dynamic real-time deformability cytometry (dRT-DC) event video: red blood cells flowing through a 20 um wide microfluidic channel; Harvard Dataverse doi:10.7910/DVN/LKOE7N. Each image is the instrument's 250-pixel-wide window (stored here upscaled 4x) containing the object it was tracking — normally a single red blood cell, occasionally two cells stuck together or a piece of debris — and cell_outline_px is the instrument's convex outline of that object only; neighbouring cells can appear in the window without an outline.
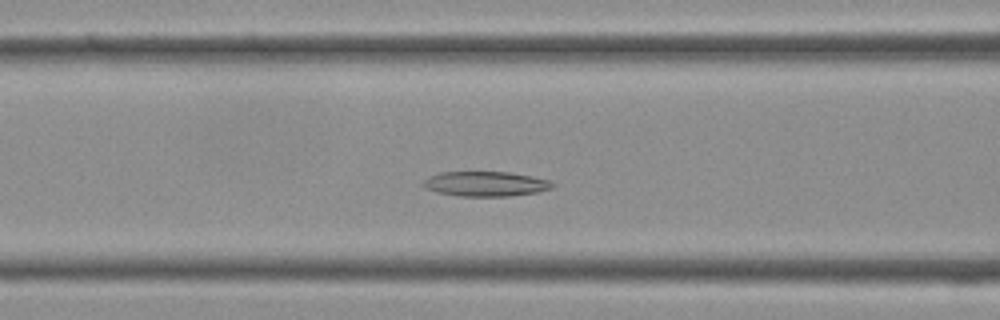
{"species": "Egyptian fruit bat (a non-hibernating species)", "species_latin": "Rousettus aegyptiacus", "temperature_condition": "cold", "stored_images_in_passage": 38, "segment_of_instrument_passage": [1, 2], "camera_frame_rate_fps": 3000, "um_per_image_px": 0.085, "frame": {"image": 1, "passage_image": 13, "time_ms": 4.0, "image_size_px": [1000, 320], "cell_outline_px": [[556, 184], [552, 188], [536, 192], [508, 196], [460, 196], [436, 192], [424, 188], [420, 184], [428, 176], [440, 172], [508, 172], [532, 176], [548, 180]], "centroid_in_image_um": [41.23, 15.62], "position_along_channel_um": 125.4, "area_um2": 18.79}}
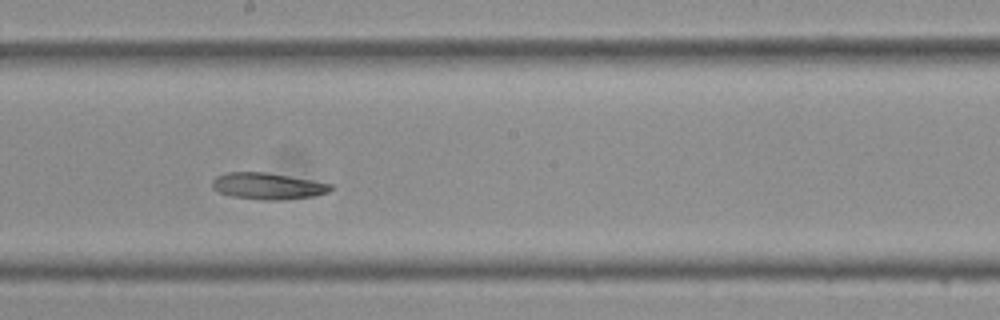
{"frame": {"image": 2, "passage_image": 19, "time_ms": 6.0, "image_size_px": [1000, 320], "cell_outline_px": [[336, 188], [328, 192], [316, 196], [280, 200], [260, 200], [232, 196], [220, 192], [212, 188], [212, 180], [216, 176], [228, 172], [264, 172], [312, 180], [332, 184]], "centroid_in_image_um": [22.79, 15.82], "position_along_channel_um": 225.4, "area_um2": 18.38}}
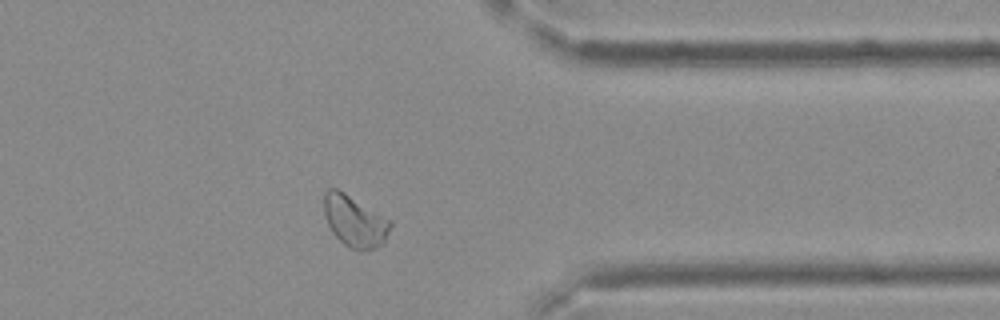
{"frame": {"image": 3, "passage_image": 29, "time_ms": 9.333, "image_size_px": [1000, 320], "cell_outline_px": [[392, 224], [384, 240], [376, 248], [360, 252], [344, 244], [332, 232], [328, 224], [324, 212], [324, 192], [328, 188], [336, 188], [344, 192], [392, 220]], "centroid_in_image_um": [30.15, 18.79], "position_along_channel_um": 381.3, "area_um2": 19.83}}